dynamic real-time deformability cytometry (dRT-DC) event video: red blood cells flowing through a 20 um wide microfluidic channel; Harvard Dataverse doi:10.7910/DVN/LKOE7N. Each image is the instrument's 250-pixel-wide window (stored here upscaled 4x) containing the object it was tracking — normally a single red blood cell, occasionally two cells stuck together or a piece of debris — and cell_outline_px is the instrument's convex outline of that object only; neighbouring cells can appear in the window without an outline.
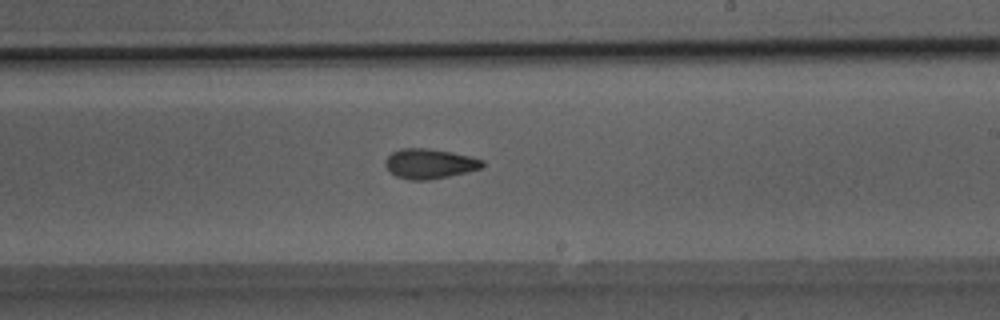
{"species": "Egyptian fruit bat (a non-hibernating species)", "species_latin": "Rousettus aegyptiacus", "temperature_condition": "room temperature", "stored_images_in_passage": 49, "camera_frame_rate_fps": 3000, "um_per_image_px": 0.085, "animal": {"sex": "male"}, "frame": {"image": 1, "passage_image": 29, "time_ms": 9.333, "image_size_px": [1000, 320], "cell_outline_px": [[484, 164], [480, 168], [468, 172], [428, 180], [408, 180], [396, 176], [384, 164], [384, 160], [392, 152], [400, 148], [428, 148], [452, 152], [472, 156], [484, 160]], "centroid_in_image_um": [36.52, 13.9], "position_along_channel_um": 252.5, "area_um2": 16.99}}
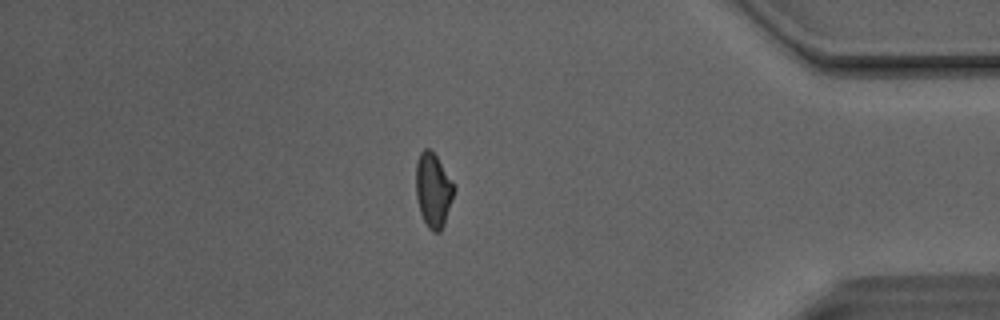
{"frame": {"image": 2, "passage_image": 42, "time_ms": 13.667, "image_size_px": [1000, 320], "cell_outline_px": [[456, 188], [444, 224], [440, 232], [432, 232], [428, 228], [420, 212], [416, 196], [416, 160], [420, 152], [424, 148], [428, 148], [436, 156], [456, 184]], "centroid_in_image_um": [36.83, 16.15], "position_along_channel_um": 398.4, "area_um2": 16.65}}
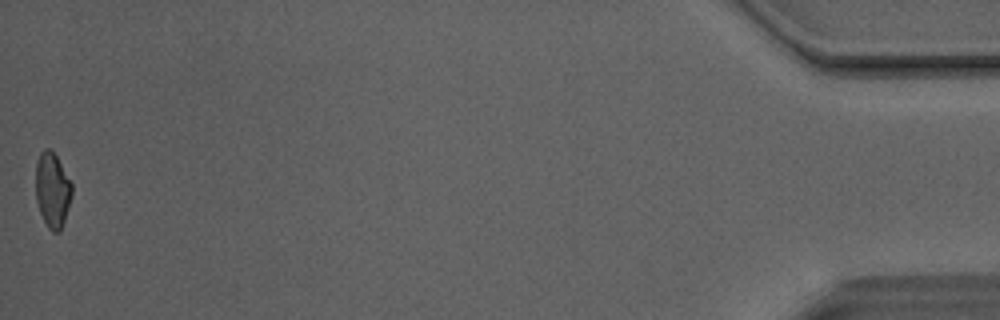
{"frame": {"image": 3, "passage_image": 49, "time_ms": 16.0, "image_size_px": [1000, 320], "cell_outline_px": [[72, 196], [60, 232], [52, 232], [48, 228], [40, 212], [36, 200], [36, 160], [40, 152], [44, 148], [48, 148], [56, 156], [72, 184]], "centroid_in_image_um": [4.44, 16.15], "position_along_channel_um": 430.8, "area_um2": 15.72}, "authors_computed_cell_mechanics": {"area_um2": 16.8198, "velocity_mm_per_s": 4.1436, "shape_relaxation_time_tau1_ms": null, "shape_relaxation_time_tau2_ms": 2.6725, "deformation_change_tau1": null, "deformation_change_tau2": 0.0938}}